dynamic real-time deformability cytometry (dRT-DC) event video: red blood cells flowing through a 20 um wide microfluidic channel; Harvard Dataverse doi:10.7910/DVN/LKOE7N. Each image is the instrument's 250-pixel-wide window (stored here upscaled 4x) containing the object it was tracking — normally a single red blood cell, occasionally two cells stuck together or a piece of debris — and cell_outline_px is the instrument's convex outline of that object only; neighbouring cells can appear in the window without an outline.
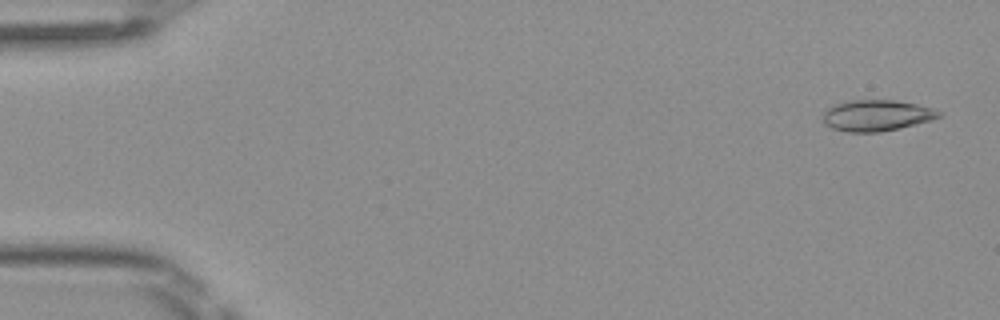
{"species": "Egyptian fruit bat (a non-hibernating species)", "species_latin": "Rousettus aegyptiacus", "temperature_condition": "room temperature", "stored_images_in_passage": 4, "camera_frame_rate_fps": 3000, "um_per_image_px": 0.085, "frame": {"image": 1, "passage_image": 1, "time_ms": 0.0, "image_size_px": [1000, 320], "cell_outline_px": [[944, 116], [932, 120], [916, 124], [880, 132], [848, 132], [832, 128], [824, 124], [820, 120], [824, 112], [832, 104], [848, 100], [896, 100], [916, 104], [932, 108], [940, 112]], "centroid_in_image_um": [74.48, 9.81], "position_along_channel_um": 10.5, "area_um2": 21.27}}